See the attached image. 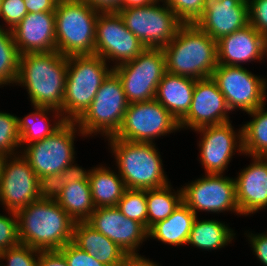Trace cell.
I'll list each match as a JSON object with an SVG mask.
<instances>
[{"label": "cell", "mask_w": 267, "mask_h": 266, "mask_svg": "<svg viewBox=\"0 0 267 266\" xmlns=\"http://www.w3.org/2000/svg\"><path fill=\"white\" fill-rule=\"evenodd\" d=\"M120 78L129 104L155 99L157 87L166 73L162 48H146L135 59L113 67Z\"/></svg>", "instance_id": "9"}, {"label": "cell", "mask_w": 267, "mask_h": 266, "mask_svg": "<svg viewBox=\"0 0 267 266\" xmlns=\"http://www.w3.org/2000/svg\"><path fill=\"white\" fill-rule=\"evenodd\" d=\"M99 12H117L121 9V0H83Z\"/></svg>", "instance_id": "45"}, {"label": "cell", "mask_w": 267, "mask_h": 266, "mask_svg": "<svg viewBox=\"0 0 267 266\" xmlns=\"http://www.w3.org/2000/svg\"><path fill=\"white\" fill-rule=\"evenodd\" d=\"M197 79L166 72L158 84L155 99L178 122L188 113Z\"/></svg>", "instance_id": "25"}, {"label": "cell", "mask_w": 267, "mask_h": 266, "mask_svg": "<svg viewBox=\"0 0 267 266\" xmlns=\"http://www.w3.org/2000/svg\"><path fill=\"white\" fill-rule=\"evenodd\" d=\"M235 179L240 215H251L267 205V157L252 156V162Z\"/></svg>", "instance_id": "22"}, {"label": "cell", "mask_w": 267, "mask_h": 266, "mask_svg": "<svg viewBox=\"0 0 267 266\" xmlns=\"http://www.w3.org/2000/svg\"><path fill=\"white\" fill-rule=\"evenodd\" d=\"M224 95L230 111L249 113L265 104L267 80L255 75L244 66L218 64L212 74Z\"/></svg>", "instance_id": "12"}, {"label": "cell", "mask_w": 267, "mask_h": 266, "mask_svg": "<svg viewBox=\"0 0 267 266\" xmlns=\"http://www.w3.org/2000/svg\"><path fill=\"white\" fill-rule=\"evenodd\" d=\"M146 46L126 28L118 12H100L96 20L94 54L116 67L135 59Z\"/></svg>", "instance_id": "13"}, {"label": "cell", "mask_w": 267, "mask_h": 266, "mask_svg": "<svg viewBox=\"0 0 267 266\" xmlns=\"http://www.w3.org/2000/svg\"><path fill=\"white\" fill-rule=\"evenodd\" d=\"M113 71L99 55L68 57L65 94L60 110L65 121L76 122L88 109L103 81Z\"/></svg>", "instance_id": "5"}, {"label": "cell", "mask_w": 267, "mask_h": 266, "mask_svg": "<svg viewBox=\"0 0 267 266\" xmlns=\"http://www.w3.org/2000/svg\"><path fill=\"white\" fill-rule=\"evenodd\" d=\"M265 58L267 57V43H266V46H265Z\"/></svg>", "instance_id": "48"}, {"label": "cell", "mask_w": 267, "mask_h": 266, "mask_svg": "<svg viewBox=\"0 0 267 266\" xmlns=\"http://www.w3.org/2000/svg\"><path fill=\"white\" fill-rule=\"evenodd\" d=\"M218 220L195 218L187 241L188 245L202 250H218L232 243L234 231Z\"/></svg>", "instance_id": "29"}, {"label": "cell", "mask_w": 267, "mask_h": 266, "mask_svg": "<svg viewBox=\"0 0 267 266\" xmlns=\"http://www.w3.org/2000/svg\"><path fill=\"white\" fill-rule=\"evenodd\" d=\"M160 0L144 7L120 9L125 26L146 48H163L175 37L183 24L176 14Z\"/></svg>", "instance_id": "10"}, {"label": "cell", "mask_w": 267, "mask_h": 266, "mask_svg": "<svg viewBox=\"0 0 267 266\" xmlns=\"http://www.w3.org/2000/svg\"><path fill=\"white\" fill-rule=\"evenodd\" d=\"M14 114L0 111V155L2 157L21 153L18 120Z\"/></svg>", "instance_id": "34"}, {"label": "cell", "mask_w": 267, "mask_h": 266, "mask_svg": "<svg viewBox=\"0 0 267 266\" xmlns=\"http://www.w3.org/2000/svg\"><path fill=\"white\" fill-rule=\"evenodd\" d=\"M183 24H193L202 16L207 0H160Z\"/></svg>", "instance_id": "35"}, {"label": "cell", "mask_w": 267, "mask_h": 266, "mask_svg": "<svg viewBox=\"0 0 267 266\" xmlns=\"http://www.w3.org/2000/svg\"><path fill=\"white\" fill-rule=\"evenodd\" d=\"M99 11L83 0H63L55 8L56 50L63 56L91 55Z\"/></svg>", "instance_id": "6"}, {"label": "cell", "mask_w": 267, "mask_h": 266, "mask_svg": "<svg viewBox=\"0 0 267 266\" xmlns=\"http://www.w3.org/2000/svg\"><path fill=\"white\" fill-rule=\"evenodd\" d=\"M28 14L23 0H1V19L12 30Z\"/></svg>", "instance_id": "39"}, {"label": "cell", "mask_w": 267, "mask_h": 266, "mask_svg": "<svg viewBox=\"0 0 267 266\" xmlns=\"http://www.w3.org/2000/svg\"><path fill=\"white\" fill-rule=\"evenodd\" d=\"M0 18H1V0H0Z\"/></svg>", "instance_id": "49"}, {"label": "cell", "mask_w": 267, "mask_h": 266, "mask_svg": "<svg viewBox=\"0 0 267 266\" xmlns=\"http://www.w3.org/2000/svg\"><path fill=\"white\" fill-rule=\"evenodd\" d=\"M59 251L64 255L68 266H106L87 252L79 249L72 242L67 243Z\"/></svg>", "instance_id": "40"}, {"label": "cell", "mask_w": 267, "mask_h": 266, "mask_svg": "<svg viewBox=\"0 0 267 266\" xmlns=\"http://www.w3.org/2000/svg\"><path fill=\"white\" fill-rule=\"evenodd\" d=\"M68 57L57 50L20 56L16 85L24 86L32 106L62 109Z\"/></svg>", "instance_id": "1"}, {"label": "cell", "mask_w": 267, "mask_h": 266, "mask_svg": "<svg viewBox=\"0 0 267 266\" xmlns=\"http://www.w3.org/2000/svg\"><path fill=\"white\" fill-rule=\"evenodd\" d=\"M231 122L194 130L201 136L198 143V159L204 167L205 174H224L235 152L244 155L242 127L236 132Z\"/></svg>", "instance_id": "16"}, {"label": "cell", "mask_w": 267, "mask_h": 266, "mask_svg": "<svg viewBox=\"0 0 267 266\" xmlns=\"http://www.w3.org/2000/svg\"><path fill=\"white\" fill-rule=\"evenodd\" d=\"M39 252L28 245L19 244L0 252V263L5 260L7 264L0 266H38Z\"/></svg>", "instance_id": "36"}, {"label": "cell", "mask_w": 267, "mask_h": 266, "mask_svg": "<svg viewBox=\"0 0 267 266\" xmlns=\"http://www.w3.org/2000/svg\"><path fill=\"white\" fill-rule=\"evenodd\" d=\"M91 195L96 208L117 206L127 187L117 172L99 165L87 170Z\"/></svg>", "instance_id": "27"}, {"label": "cell", "mask_w": 267, "mask_h": 266, "mask_svg": "<svg viewBox=\"0 0 267 266\" xmlns=\"http://www.w3.org/2000/svg\"><path fill=\"white\" fill-rule=\"evenodd\" d=\"M239 1H241V2H248V0H239Z\"/></svg>", "instance_id": "50"}, {"label": "cell", "mask_w": 267, "mask_h": 266, "mask_svg": "<svg viewBox=\"0 0 267 266\" xmlns=\"http://www.w3.org/2000/svg\"><path fill=\"white\" fill-rule=\"evenodd\" d=\"M77 133L84 137L76 122L65 121L50 136L24 146L21 154L38 177L78 171L82 166L75 164L74 141Z\"/></svg>", "instance_id": "7"}, {"label": "cell", "mask_w": 267, "mask_h": 266, "mask_svg": "<svg viewBox=\"0 0 267 266\" xmlns=\"http://www.w3.org/2000/svg\"><path fill=\"white\" fill-rule=\"evenodd\" d=\"M129 102L118 75L112 71L101 84L92 103L76 121L84 138L92 134L114 136L123 122Z\"/></svg>", "instance_id": "8"}, {"label": "cell", "mask_w": 267, "mask_h": 266, "mask_svg": "<svg viewBox=\"0 0 267 266\" xmlns=\"http://www.w3.org/2000/svg\"><path fill=\"white\" fill-rule=\"evenodd\" d=\"M38 266H68V263L59 250H40Z\"/></svg>", "instance_id": "43"}, {"label": "cell", "mask_w": 267, "mask_h": 266, "mask_svg": "<svg viewBox=\"0 0 267 266\" xmlns=\"http://www.w3.org/2000/svg\"><path fill=\"white\" fill-rule=\"evenodd\" d=\"M8 216L0 214V252L20 244L16 212L7 211Z\"/></svg>", "instance_id": "38"}, {"label": "cell", "mask_w": 267, "mask_h": 266, "mask_svg": "<svg viewBox=\"0 0 267 266\" xmlns=\"http://www.w3.org/2000/svg\"><path fill=\"white\" fill-rule=\"evenodd\" d=\"M38 176L20 153L5 156L0 164V204L17 212L38 200Z\"/></svg>", "instance_id": "15"}, {"label": "cell", "mask_w": 267, "mask_h": 266, "mask_svg": "<svg viewBox=\"0 0 267 266\" xmlns=\"http://www.w3.org/2000/svg\"><path fill=\"white\" fill-rule=\"evenodd\" d=\"M215 41L249 24V4L239 0H207L195 23Z\"/></svg>", "instance_id": "19"}, {"label": "cell", "mask_w": 267, "mask_h": 266, "mask_svg": "<svg viewBox=\"0 0 267 266\" xmlns=\"http://www.w3.org/2000/svg\"><path fill=\"white\" fill-rule=\"evenodd\" d=\"M250 233L246 234V237L251 244L250 247H252L254 255L263 266H267V234L263 232L261 234Z\"/></svg>", "instance_id": "42"}, {"label": "cell", "mask_w": 267, "mask_h": 266, "mask_svg": "<svg viewBox=\"0 0 267 266\" xmlns=\"http://www.w3.org/2000/svg\"><path fill=\"white\" fill-rule=\"evenodd\" d=\"M230 110L217 83L210 78L195 82L188 113L179 121L181 129L196 130L209 125L223 124L230 120Z\"/></svg>", "instance_id": "17"}, {"label": "cell", "mask_w": 267, "mask_h": 266, "mask_svg": "<svg viewBox=\"0 0 267 266\" xmlns=\"http://www.w3.org/2000/svg\"><path fill=\"white\" fill-rule=\"evenodd\" d=\"M116 207L126 218L141 223L147 229L146 190L127 189Z\"/></svg>", "instance_id": "33"}, {"label": "cell", "mask_w": 267, "mask_h": 266, "mask_svg": "<svg viewBox=\"0 0 267 266\" xmlns=\"http://www.w3.org/2000/svg\"><path fill=\"white\" fill-rule=\"evenodd\" d=\"M107 140L127 189H156L170 183L154 143L130 142L114 136Z\"/></svg>", "instance_id": "4"}, {"label": "cell", "mask_w": 267, "mask_h": 266, "mask_svg": "<svg viewBox=\"0 0 267 266\" xmlns=\"http://www.w3.org/2000/svg\"><path fill=\"white\" fill-rule=\"evenodd\" d=\"M121 266H160L157 262L140 254L127 255Z\"/></svg>", "instance_id": "46"}, {"label": "cell", "mask_w": 267, "mask_h": 266, "mask_svg": "<svg viewBox=\"0 0 267 266\" xmlns=\"http://www.w3.org/2000/svg\"><path fill=\"white\" fill-rule=\"evenodd\" d=\"M196 217V214L182 202L168 218L157 222L148 230V238L177 247L187 245Z\"/></svg>", "instance_id": "26"}, {"label": "cell", "mask_w": 267, "mask_h": 266, "mask_svg": "<svg viewBox=\"0 0 267 266\" xmlns=\"http://www.w3.org/2000/svg\"><path fill=\"white\" fill-rule=\"evenodd\" d=\"M249 24L267 39V0H248Z\"/></svg>", "instance_id": "41"}, {"label": "cell", "mask_w": 267, "mask_h": 266, "mask_svg": "<svg viewBox=\"0 0 267 266\" xmlns=\"http://www.w3.org/2000/svg\"><path fill=\"white\" fill-rule=\"evenodd\" d=\"M86 222L127 255L139 254V246L148 239V230L141 223L126 218L116 206L96 208Z\"/></svg>", "instance_id": "18"}, {"label": "cell", "mask_w": 267, "mask_h": 266, "mask_svg": "<svg viewBox=\"0 0 267 266\" xmlns=\"http://www.w3.org/2000/svg\"><path fill=\"white\" fill-rule=\"evenodd\" d=\"M28 13L55 12V0H23Z\"/></svg>", "instance_id": "44"}, {"label": "cell", "mask_w": 267, "mask_h": 266, "mask_svg": "<svg viewBox=\"0 0 267 266\" xmlns=\"http://www.w3.org/2000/svg\"><path fill=\"white\" fill-rule=\"evenodd\" d=\"M159 0H121V9L132 7H144L158 2Z\"/></svg>", "instance_id": "47"}, {"label": "cell", "mask_w": 267, "mask_h": 266, "mask_svg": "<svg viewBox=\"0 0 267 266\" xmlns=\"http://www.w3.org/2000/svg\"><path fill=\"white\" fill-rule=\"evenodd\" d=\"M55 12L28 13L11 31L20 54L56 50Z\"/></svg>", "instance_id": "20"}, {"label": "cell", "mask_w": 267, "mask_h": 266, "mask_svg": "<svg viewBox=\"0 0 267 266\" xmlns=\"http://www.w3.org/2000/svg\"><path fill=\"white\" fill-rule=\"evenodd\" d=\"M73 172L75 171L55 173L38 177L39 197L42 199L56 200Z\"/></svg>", "instance_id": "37"}, {"label": "cell", "mask_w": 267, "mask_h": 266, "mask_svg": "<svg viewBox=\"0 0 267 266\" xmlns=\"http://www.w3.org/2000/svg\"><path fill=\"white\" fill-rule=\"evenodd\" d=\"M265 105L266 103L247 113L252 120L242 125L244 156L267 157V111Z\"/></svg>", "instance_id": "31"}, {"label": "cell", "mask_w": 267, "mask_h": 266, "mask_svg": "<svg viewBox=\"0 0 267 266\" xmlns=\"http://www.w3.org/2000/svg\"><path fill=\"white\" fill-rule=\"evenodd\" d=\"M81 168L73 172L67 180L61 194L57 197V203L75 221L85 222L96 209L87 170Z\"/></svg>", "instance_id": "24"}, {"label": "cell", "mask_w": 267, "mask_h": 266, "mask_svg": "<svg viewBox=\"0 0 267 266\" xmlns=\"http://www.w3.org/2000/svg\"><path fill=\"white\" fill-rule=\"evenodd\" d=\"M172 190L171 183L161 188L146 189L147 230L168 218L183 202L182 188Z\"/></svg>", "instance_id": "30"}, {"label": "cell", "mask_w": 267, "mask_h": 266, "mask_svg": "<svg viewBox=\"0 0 267 266\" xmlns=\"http://www.w3.org/2000/svg\"><path fill=\"white\" fill-rule=\"evenodd\" d=\"M185 184L181 187L183 202L196 216L198 211L216 214L232 211L240 215L235 179L223 174H205Z\"/></svg>", "instance_id": "14"}, {"label": "cell", "mask_w": 267, "mask_h": 266, "mask_svg": "<svg viewBox=\"0 0 267 266\" xmlns=\"http://www.w3.org/2000/svg\"><path fill=\"white\" fill-rule=\"evenodd\" d=\"M166 72L193 79L210 78L218 65L217 41L195 23L182 24L162 48Z\"/></svg>", "instance_id": "3"}, {"label": "cell", "mask_w": 267, "mask_h": 266, "mask_svg": "<svg viewBox=\"0 0 267 266\" xmlns=\"http://www.w3.org/2000/svg\"><path fill=\"white\" fill-rule=\"evenodd\" d=\"M33 107L35 112L32 111L22 118H17L18 130L20 133V151L24 148V145L26 146L30 143L40 141L47 136H50L65 122L61 112L57 109L41 106ZM49 114H51L52 117H55L52 119L54 121L51 124V120L48 118Z\"/></svg>", "instance_id": "28"}, {"label": "cell", "mask_w": 267, "mask_h": 266, "mask_svg": "<svg viewBox=\"0 0 267 266\" xmlns=\"http://www.w3.org/2000/svg\"><path fill=\"white\" fill-rule=\"evenodd\" d=\"M16 214L20 244L38 250H60L72 242L75 221L56 200L39 198Z\"/></svg>", "instance_id": "2"}, {"label": "cell", "mask_w": 267, "mask_h": 266, "mask_svg": "<svg viewBox=\"0 0 267 266\" xmlns=\"http://www.w3.org/2000/svg\"><path fill=\"white\" fill-rule=\"evenodd\" d=\"M179 129L178 120L153 99L129 104L114 137L130 142L154 143L156 138L165 137Z\"/></svg>", "instance_id": "11"}, {"label": "cell", "mask_w": 267, "mask_h": 266, "mask_svg": "<svg viewBox=\"0 0 267 266\" xmlns=\"http://www.w3.org/2000/svg\"><path fill=\"white\" fill-rule=\"evenodd\" d=\"M20 52L11 30L0 25V86L16 84L20 64ZM4 85V86H3Z\"/></svg>", "instance_id": "32"}, {"label": "cell", "mask_w": 267, "mask_h": 266, "mask_svg": "<svg viewBox=\"0 0 267 266\" xmlns=\"http://www.w3.org/2000/svg\"><path fill=\"white\" fill-rule=\"evenodd\" d=\"M72 243L106 266H121L127 254L86 221L75 222Z\"/></svg>", "instance_id": "23"}, {"label": "cell", "mask_w": 267, "mask_h": 266, "mask_svg": "<svg viewBox=\"0 0 267 266\" xmlns=\"http://www.w3.org/2000/svg\"><path fill=\"white\" fill-rule=\"evenodd\" d=\"M267 39L252 25L234 31L217 41L218 64L228 66H242L247 62L265 57Z\"/></svg>", "instance_id": "21"}]
</instances>
